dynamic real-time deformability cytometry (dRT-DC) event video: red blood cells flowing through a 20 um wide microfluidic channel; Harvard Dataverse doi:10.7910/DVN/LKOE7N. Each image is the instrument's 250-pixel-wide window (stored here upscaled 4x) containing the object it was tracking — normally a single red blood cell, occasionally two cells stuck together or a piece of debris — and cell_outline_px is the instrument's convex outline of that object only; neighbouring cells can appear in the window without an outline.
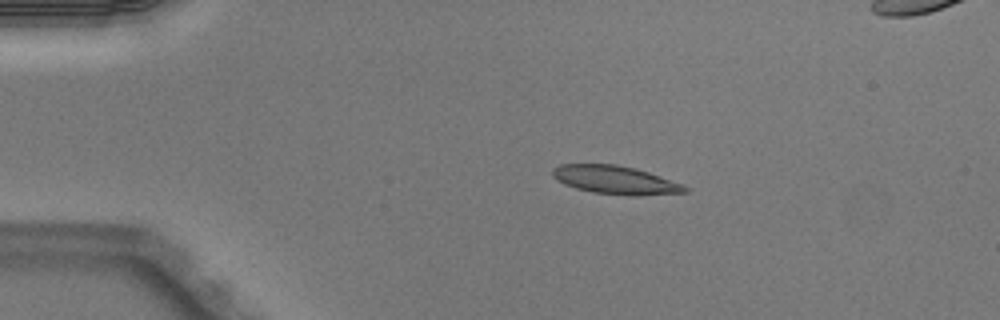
{"species": "Egyptian fruit bat (a non-hibernating species)", "species_latin": "Rousettus aegyptiacus", "temperature_condition": "warm", "stored_images_in_passage": 42, "segment_of_instrument_passage": [1, 2], "camera_frame_rate_fps": 3000, "um_per_image_px": 0.085, "animal": {"sex": "male"}, "frame": {"image": 1, "passage_image": 1, "time_ms": 0.0, "image_size_px": [1000, 320], "cell_outline_px": [[688, 192], [636, 196], [592, 192], [576, 188], [564, 184], [552, 176], [552, 168], [560, 164], [616, 164], [636, 168], [684, 184], [688, 188]], "centroid_in_image_um": [52.31, 15.29], "position_along_channel_um": 32.7, "area_um2": 21.91}}
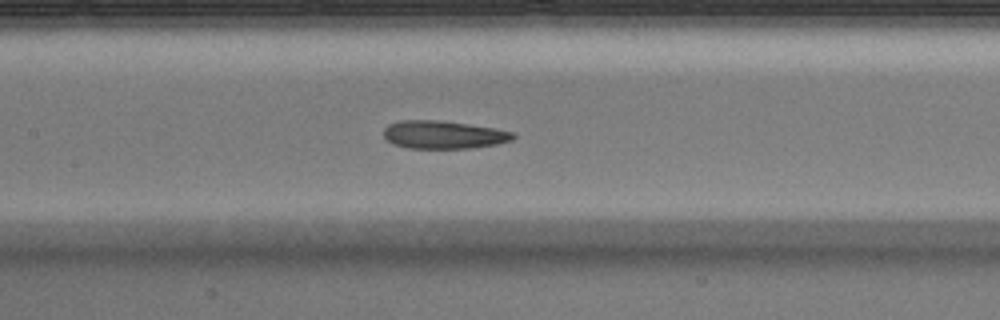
{"frame": {"image": 2, "passage_image": 15, "time_ms": 4.667, "image_size_px": [1000, 320], "cell_outline_px": [[516, 136], [512, 140], [496, 144], [472, 148], [408, 148], [392, 144], [384, 140], [384, 128], [388, 124], [400, 120], [440, 120], [496, 128], [512, 132]], "centroid_in_image_um": [37.66, 11.45], "position_along_channel_um": 169.7, "area_um2": 21.27}}
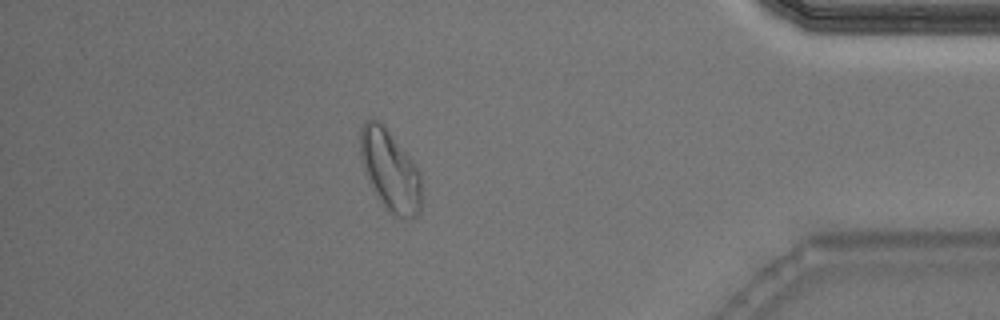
{"frame": {"image": 3, "passage_image": 35, "time_ms": 11.333, "image_size_px": [1000, 320], "cell_outline_px": [[420, 212], [416, 216], [400, 220], [384, 208], [364, 172], [360, 152], [360, 128], [364, 120], [372, 116], [380, 120], [384, 124], [420, 172]], "centroid_in_image_um": [33.12, 14.46], "position_along_channel_um": 402.1, "area_um2": 29.02}}